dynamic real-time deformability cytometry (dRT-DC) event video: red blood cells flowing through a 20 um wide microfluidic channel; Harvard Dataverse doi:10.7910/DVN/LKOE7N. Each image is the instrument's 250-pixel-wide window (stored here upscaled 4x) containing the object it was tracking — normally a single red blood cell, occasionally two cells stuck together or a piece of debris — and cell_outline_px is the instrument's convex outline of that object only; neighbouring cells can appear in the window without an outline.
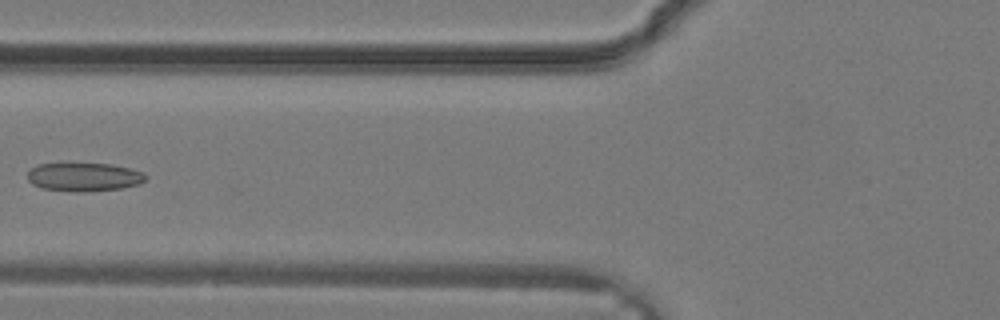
{"species": "common noctule bat (a hibernating species)", "species_latin": "Nyctalus noctula", "temperature_condition": "warm", "stored_images_in_passage": 16, "camera_frame_rate_fps": 3000, "um_per_image_px": 0.085, "animal": {"sex": "male", "body_mass_g": 19.2, "forearm_length_mm": 51.8}, "frame": {"image": 1, "passage_image": 7, "time_ms": 2.0, "image_size_px": [1000, 320], "cell_outline_px": [[148, 180], [140, 184], [120, 188], [84, 192], [76, 192], [44, 188], [32, 184], [28, 180], [28, 172], [36, 164], [112, 164], [144, 172], [148, 176]], "centroid_in_image_um": [7.19, 15.04], "position_along_channel_um": 118.6, "area_um2": 19.59}}
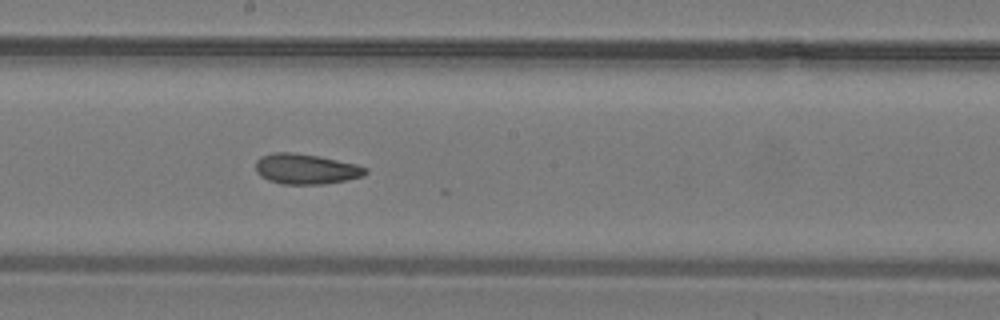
{"frame": {"image": 2, "passage_image": 12, "time_ms": 3.667, "image_size_px": [1000, 320], "cell_outline_px": [[368, 172], [364, 176], [324, 184], [284, 184], [268, 180], [260, 176], [256, 172], [256, 160], [260, 156], [272, 152], [292, 152], [320, 156], [356, 164], [368, 168]], "centroid_in_image_um": [25.99, 14.35], "position_along_channel_um": 222.2, "area_um2": 19.54}}
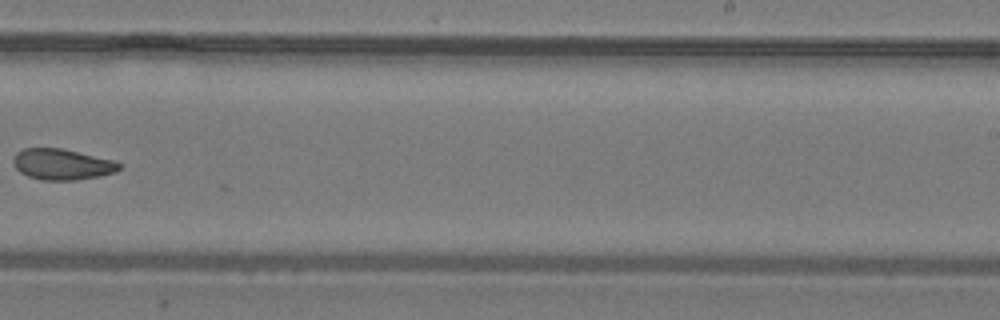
{"frame": {"image": 3, "passage_image": 15, "time_ms": 4.667, "image_size_px": [1000, 320], "cell_outline_px": [[120, 168], [116, 172], [100, 176], [76, 180], [44, 180], [28, 176], [20, 172], [12, 164], [12, 160], [16, 152], [24, 148], [60, 148], [112, 160], [120, 164]], "centroid_in_image_um": [5.23, 13.97], "position_along_channel_um": 283.8, "area_um2": 18.96}}